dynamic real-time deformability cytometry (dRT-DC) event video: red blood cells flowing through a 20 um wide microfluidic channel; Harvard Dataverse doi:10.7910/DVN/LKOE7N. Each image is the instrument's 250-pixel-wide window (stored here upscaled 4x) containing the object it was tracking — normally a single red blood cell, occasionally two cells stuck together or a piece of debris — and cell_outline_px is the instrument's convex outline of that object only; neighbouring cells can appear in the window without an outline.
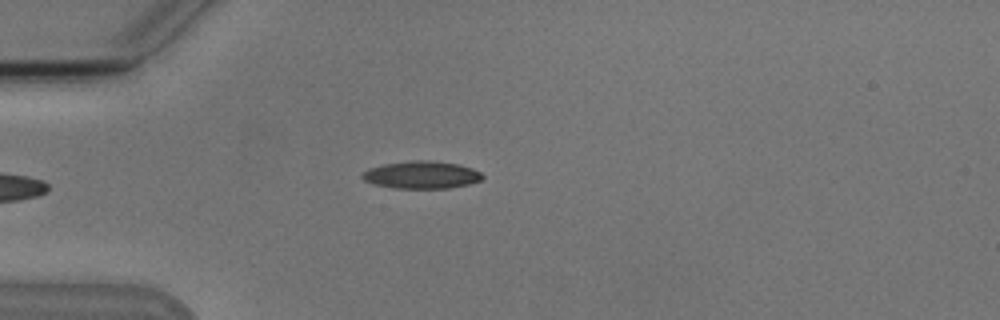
{"species": "Egyptian fruit bat (a non-hibernating species)", "species_latin": "Rousettus aegyptiacus", "temperature_condition": "cold", "stored_images_in_passage": 4, "camera_frame_rate_fps": 3000, "um_per_image_px": 0.085, "animal": {"sex": "male"}, "frame": {"image": 1, "passage_image": 4, "time_ms": 3.333, "image_size_px": [1000, 320], "cell_outline_px": [[484, 176], [480, 180], [468, 184], [448, 188], [392, 188], [376, 184], [364, 180], [360, 176], [368, 168], [384, 164], [412, 160], [428, 160], [456, 164], [472, 168], [480, 172]], "centroid_in_image_um": [35.81, 14.86], "position_along_channel_um": 49.2, "area_um2": 19.07}}